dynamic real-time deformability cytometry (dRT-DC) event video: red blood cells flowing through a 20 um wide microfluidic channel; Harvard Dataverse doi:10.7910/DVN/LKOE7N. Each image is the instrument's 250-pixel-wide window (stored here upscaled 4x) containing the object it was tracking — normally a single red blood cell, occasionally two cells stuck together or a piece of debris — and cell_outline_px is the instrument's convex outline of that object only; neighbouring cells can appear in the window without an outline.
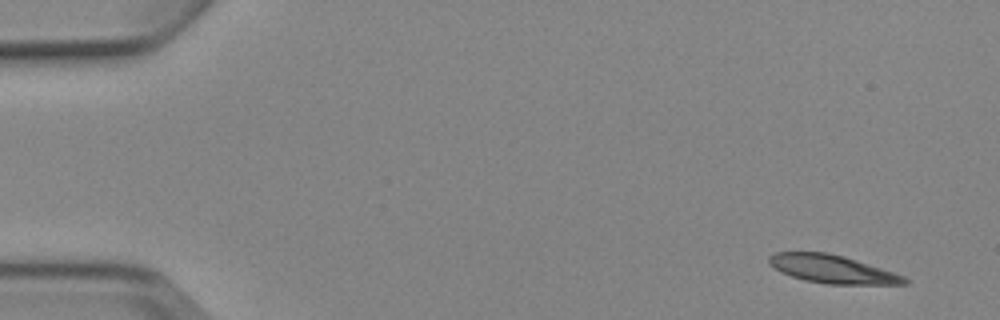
{"species": "Egyptian fruit bat (a non-hibernating species)", "species_latin": "Rousettus aegyptiacus", "temperature_condition": "cold", "stored_images_in_passage": 5, "camera_frame_rate_fps": 3000, "um_per_image_px": 0.085, "animal": {"sex": "female"}, "frame": {"image": 1, "passage_image": 1, "time_ms": 0.0, "image_size_px": [1000, 320], "cell_outline_px": [[908, 284], [828, 284], [804, 280], [792, 276], [768, 264], [768, 256], [776, 252], [828, 252], [844, 256], [904, 276], [908, 280]], "centroid_in_image_um": [70.72, 22.87], "position_along_channel_um": 14.3, "area_um2": 21.91}}
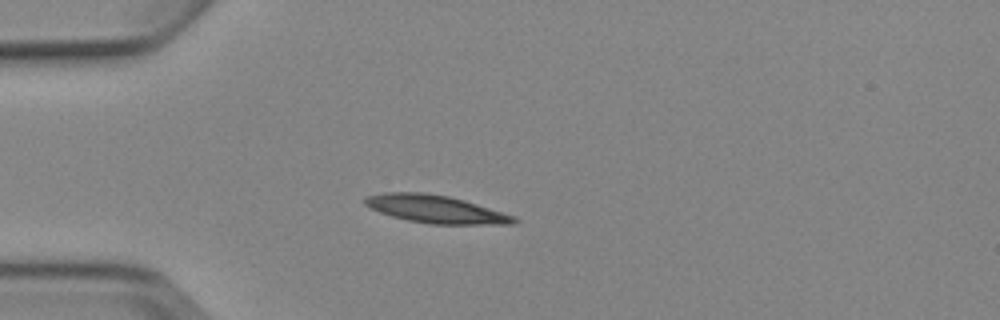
{"frame": {"image": 2, "passage_image": 4, "time_ms": 3.667, "image_size_px": [1000, 320], "cell_outline_px": [[520, 220], [516, 224], [428, 224], [408, 220], [392, 216], [380, 212], [364, 204], [364, 196], [384, 192], [424, 192], [448, 196], [464, 200], [516, 216]], "centroid_in_image_um": [37.05, 17.77], "position_along_channel_um": 47.9, "area_um2": 24.22}}